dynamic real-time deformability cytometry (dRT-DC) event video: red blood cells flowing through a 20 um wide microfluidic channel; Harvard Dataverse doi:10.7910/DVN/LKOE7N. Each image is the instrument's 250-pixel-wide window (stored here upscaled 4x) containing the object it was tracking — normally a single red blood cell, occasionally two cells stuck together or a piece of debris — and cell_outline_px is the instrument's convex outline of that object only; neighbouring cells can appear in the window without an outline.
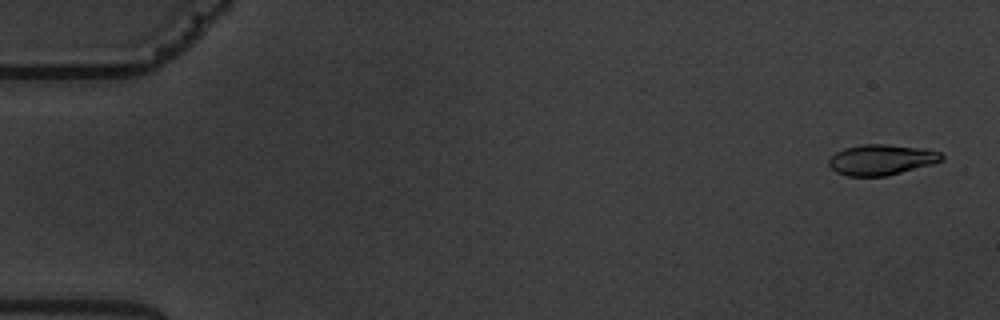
{"species": "common noctule bat (a hibernating species)", "species_latin": "Nyctalus noctula", "temperature_condition": "warm", "stored_images_in_passage": 5, "camera_frame_rate_fps": 3000, "um_per_image_px": 0.085, "animal": {"sex": "male", "body_mass_g": 19.5, "forearm_length_mm": 54.6}, "frame": {"image": 1, "passage_image": 1, "time_ms": 0.0, "image_size_px": [1000, 320], "cell_outline_px": [[944, 156], [940, 160], [932, 164], [888, 176], [848, 176], [836, 172], [828, 164], [828, 160], [836, 152], [844, 148], [864, 144], [888, 144], [924, 148], [940, 152]], "centroid_in_image_um": [74.91, 13.57], "position_along_channel_um": 10.1, "area_um2": 20.11}}
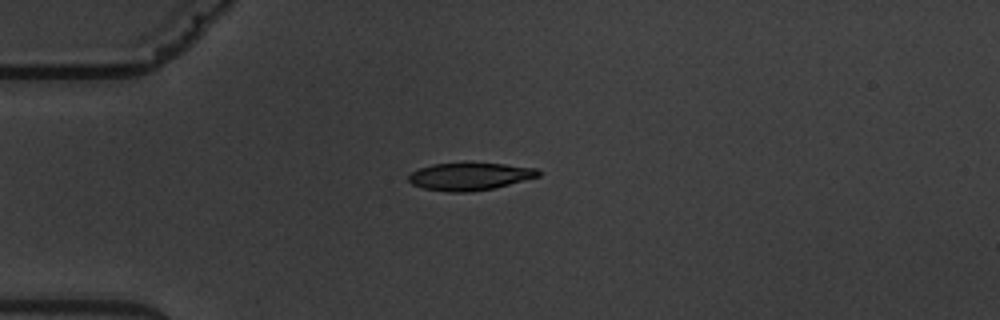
{"frame": {"image": 2, "passage_image": 4, "time_ms": 4.333, "image_size_px": [1000, 320], "cell_outline_px": [[540, 176], [492, 188], [472, 192], [448, 192], [424, 188], [412, 184], [408, 180], [408, 176], [412, 172], [420, 168], [432, 164], [504, 164], [536, 168], [540, 172]], "centroid_in_image_um": [39.91, 15.01], "position_along_channel_um": 45.1, "area_um2": 20.35}}